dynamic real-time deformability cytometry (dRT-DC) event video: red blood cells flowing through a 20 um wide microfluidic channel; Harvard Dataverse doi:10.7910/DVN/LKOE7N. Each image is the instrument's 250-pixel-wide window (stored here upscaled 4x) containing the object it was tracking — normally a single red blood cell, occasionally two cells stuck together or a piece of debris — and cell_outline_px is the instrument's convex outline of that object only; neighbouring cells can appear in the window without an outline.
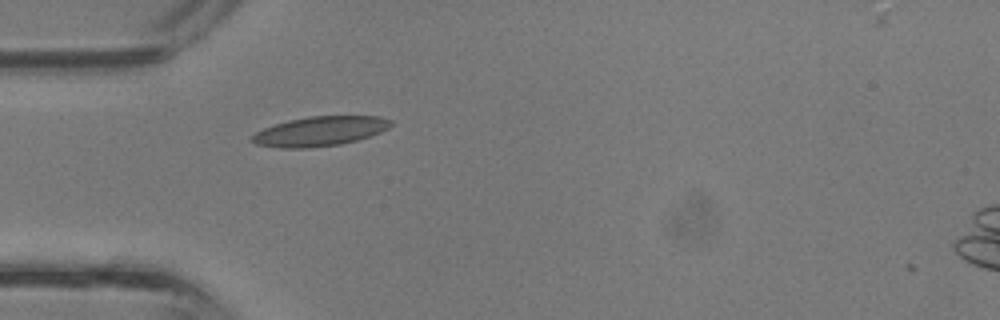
{"species": "common noctule bat (a hibernating species)", "species_latin": "Nyctalus noctula", "temperature_condition": "room temperature", "stored_images_in_passage": 29, "camera_frame_rate_fps": 3000, "um_per_image_px": 0.085, "animal": {"sex": "male", "body_mass_g": 13.3}, "frame": {"image": 1, "passage_image": 3, "time_ms": 0.667, "image_size_px": [1000, 320], "cell_outline_px": [[392, 124], [388, 128], [380, 132], [356, 140], [340, 144], [308, 148], [280, 148], [256, 144], [248, 140], [256, 132], [264, 128], [288, 120], [308, 116], [380, 116], [392, 120]], "centroid_in_image_um": [27.17, 11.15], "position_along_channel_um": 57.8, "area_um2": 23.87}}
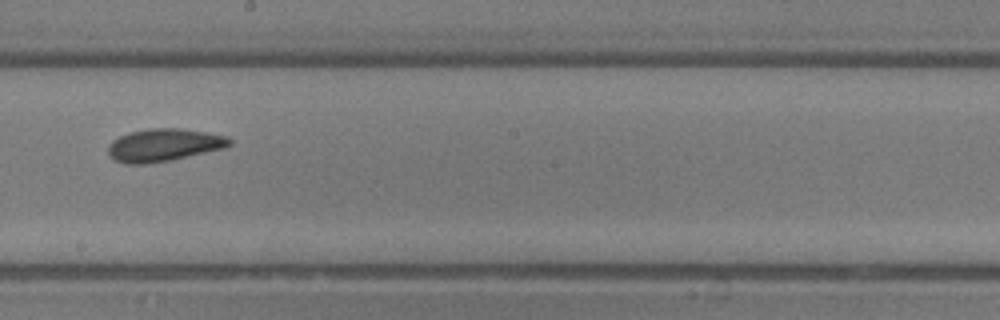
{"frame": {"image": 2, "passage_image": 13, "time_ms": 4.0, "image_size_px": [1000, 320], "cell_outline_px": [[232, 144], [224, 148], [172, 160], [144, 164], [128, 164], [116, 160], [108, 156], [108, 144], [112, 140], [128, 132], [148, 128], [180, 128], [228, 136], [232, 140]], "centroid_in_image_um": [13.91, 12.32], "position_along_channel_um": 234.3, "area_um2": 23.24}}
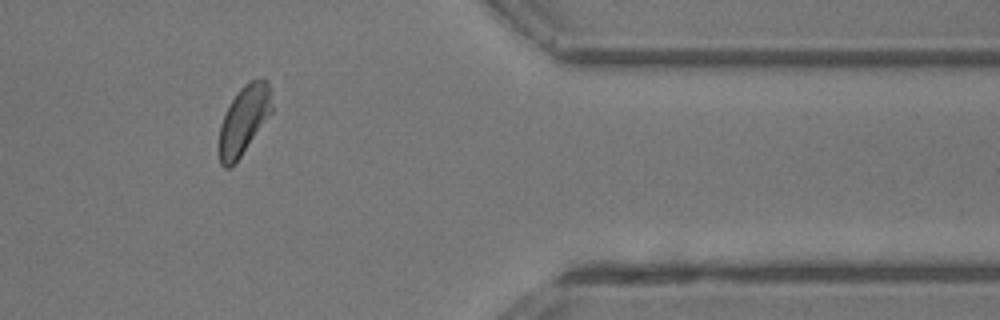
{"frame": {"image": 3, "passage_image": 23, "time_ms": 7.333, "image_size_px": [1000, 320], "cell_outline_px": [[272, 112], [240, 156], [228, 168], [224, 168], [220, 164], [220, 124], [236, 92], [248, 80], [264, 76], [268, 80], [272, 88]], "centroid_in_image_um": [20.78, 10.09], "position_along_channel_um": 390.6, "area_um2": 21.04}}